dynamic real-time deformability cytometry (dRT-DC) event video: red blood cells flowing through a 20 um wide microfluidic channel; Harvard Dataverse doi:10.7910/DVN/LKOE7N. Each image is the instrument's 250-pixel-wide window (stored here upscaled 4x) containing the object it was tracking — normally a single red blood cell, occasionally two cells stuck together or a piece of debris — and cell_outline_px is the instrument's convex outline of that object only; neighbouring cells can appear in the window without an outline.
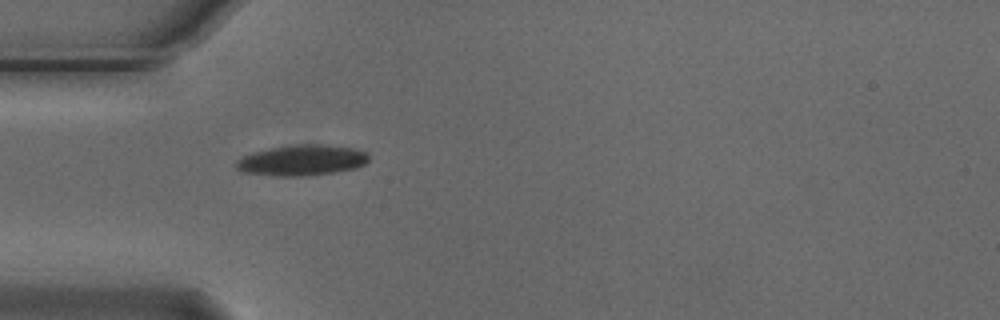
{"species": "Egyptian fruit bat (a non-hibernating species)", "species_latin": "Rousettus aegyptiacus", "temperature_condition": "cold", "stored_images_in_passage": 1, "camera_frame_rate_fps": 3000, "um_per_image_px": 0.085, "animal": {"sex": "male"}, "frame": {"image": 1, "passage_image": 1, "time_ms": 0.0, "image_size_px": [1000, 320], "cell_outline_px": [[368, 160], [364, 164], [356, 168], [332, 172], [300, 176], [276, 176], [244, 172], [236, 168], [236, 160], [252, 152], [268, 148], [292, 144], [324, 144], [352, 148], [368, 152]], "centroid_in_image_um": [25.65, 13.6], "position_along_channel_um": 59.4, "area_um2": 23.7}}